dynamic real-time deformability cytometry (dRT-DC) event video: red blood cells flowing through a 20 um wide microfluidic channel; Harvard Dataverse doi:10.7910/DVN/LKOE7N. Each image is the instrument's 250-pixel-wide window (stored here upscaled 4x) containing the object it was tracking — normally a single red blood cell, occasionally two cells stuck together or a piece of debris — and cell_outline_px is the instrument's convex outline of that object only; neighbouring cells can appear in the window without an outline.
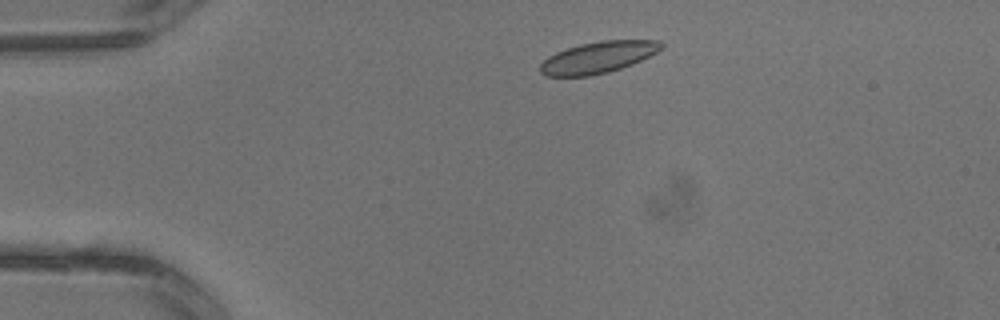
{"species": "common noctule bat (a hibernating species)", "species_latin": "Nyctalus noctula", "temperature_condition": "warm", "stored_images_in_passage": 2, "camera_frame_rate_fps": 3000, "um_per_image_px": 0.085, "animal": {"sex": "male", "body_mass_g": 13.3}, "frame": {"image": 1, "passage_image": 1, "time_ms": 0.0, "image_size_px": [1000, 320], "cell_outline_px": [[664, 48], [632, 64], [608, 72], [588, 76], [544, 76], [540, 72], [540, 64], [548, 56], [556, 52], [580, 44], [600, 40], [660, 40], [664, 44]], "centroid_in_image_um": [50.83, 4.87], "position_along_channel_um": 34.2, "area_um2": 22.2}}